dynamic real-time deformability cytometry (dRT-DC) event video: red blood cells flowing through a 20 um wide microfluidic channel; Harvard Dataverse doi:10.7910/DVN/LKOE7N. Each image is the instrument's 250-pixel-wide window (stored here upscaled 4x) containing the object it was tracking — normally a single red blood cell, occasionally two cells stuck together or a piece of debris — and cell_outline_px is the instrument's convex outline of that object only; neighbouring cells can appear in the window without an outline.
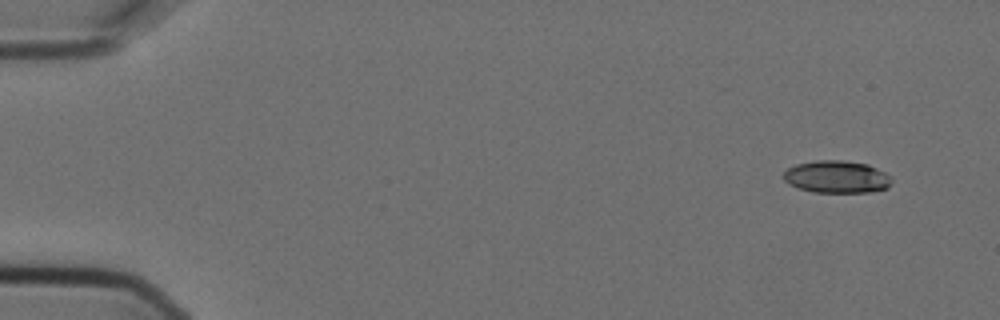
{"species": "Egyptian fruit bat (a non-hibernating species)", "species_latin": "Rousettus aegyptiacus", "temperature_condition": "cold", "stored_images_in_passage": 6, "camera_frame_rate_fps": 3000, "um_per_image_px": 0.085, "animal": {"sex": "female"}, "frame": {"image": 1, "passage_image": 1, "time_ms": 0.0, "image_size_px": [1000, 320], "cell_outline_px": [[892, 180], [888, 188], [868, 192], [812, 192], [796, 188], [788, 184], [784, 180], [784, 172], [788, 168], [796, 164], [816, 160], [844, 160], [868, 164], [884, 172]], "centroid_in_image_um": [71.09, 15.03], "position_along_channel_um": 13.9, "area_um2": 20.46}}
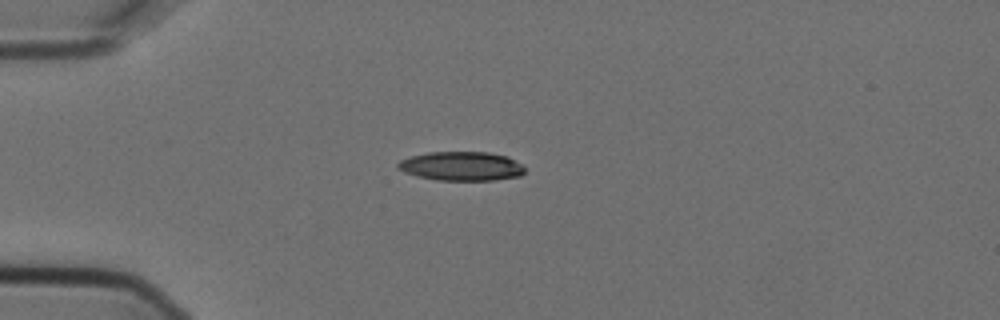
{"frame": {"image": 2, "passage_image": 4, "time_ms": 1.0, "image_size_px": [1000, 320], "cell_outline_px": [[524, 172], [520, 176], [496, 180], [436, 180], [416, 176], [404, 172], [396, 168], [396, 164], [400, 160], [412, 156], [428, 152], [488, 152], [508, 156], [520, 164], [524, 168]], "centroid_in_image_um": [39.2, 14.12], "position_along_channel_um": 45.8, "area_um2": 21.56}}